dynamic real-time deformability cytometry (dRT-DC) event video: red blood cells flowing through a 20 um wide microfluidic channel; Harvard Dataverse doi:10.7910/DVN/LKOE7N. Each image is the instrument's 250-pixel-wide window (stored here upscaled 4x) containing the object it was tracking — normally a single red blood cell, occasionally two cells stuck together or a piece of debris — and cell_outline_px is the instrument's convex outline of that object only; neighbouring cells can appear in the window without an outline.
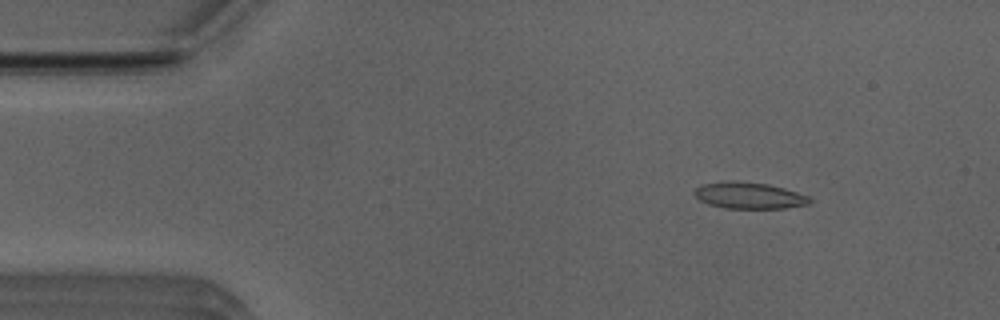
{"species": "Egyptian fruit bat (a non-hibernating species)", "species_latin": "Rousettus aegyptiacus", "temperature_condition": "room temperature", "stored_images_in_passage": 31, "camera_frame_rate_fps": 3000, "um_per_image_px": 0.085, "animal": {"sex": "male"}, "frame": {"image": 1, "passage_image": 1, "time_ms": 0.0, "image_size_px": [1000, 320], "cell_outline_px": [[812, 200], [808, 204], [784, 208], [724, 208], [708, 204], [700, 200], [692, 192], [700, 184], [728, 180], [736, 180], [768, 184], [784, 188], [808, 196]], "centroid_in_image_um": [63.62, 16.6], "position_along_channel_um": 21.4, "area_um2": 17.86}}
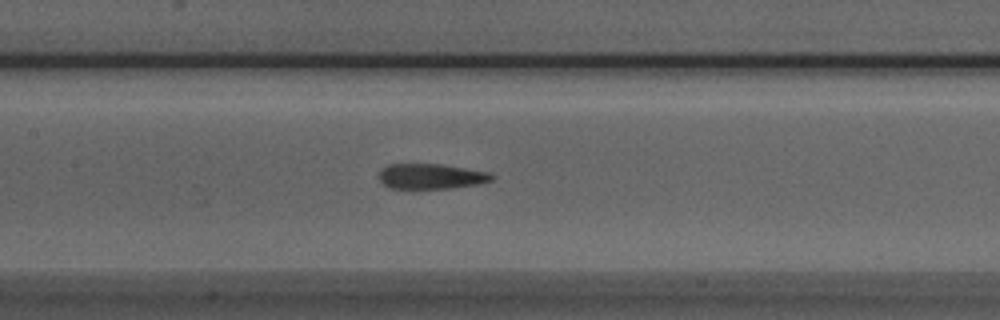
{"frame": {"image": 2, "passage_image": 18, "time_ms": 5.667, "image_size_px": [1000, 320], "cell_outline_px": [[496, 176], [492, 180], [476, 184], [452, 188], [412, 192], [388, 188], [376, 176], [388, 164], [440, 164], [488, 172]], "centroid_in_image_um": [36.56, 15.05], "position_along_channel_um": 170.8, "area_um2": 17.4}}
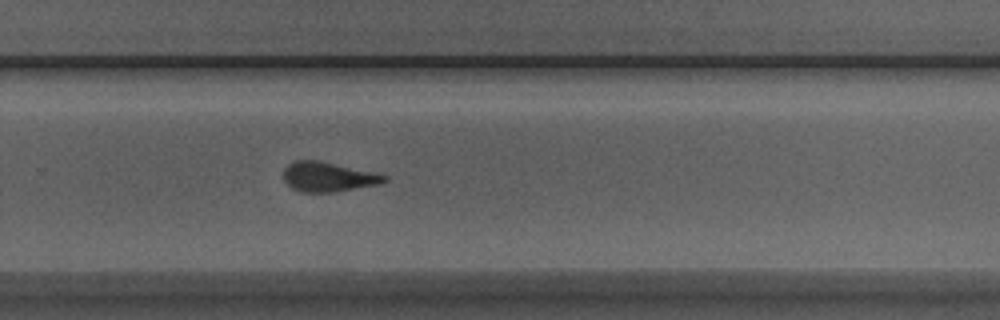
{"frame": {"image": 3, "passage_image": 28, "time_ms": 9.0, "image_size_px": [1000, 320], "cell_outline_px": [[388, 180], [380, 184], [332, 192], [300, 192], [292, 188], [284, 180], [284, 168], [288, 164], [296, 160], [316, 160], [372, 172], [388, 176]], "centroid_in_image_um": [27.87, 15.04], "position_along_channel_um": 301.9, "area_um2": 17.17}}